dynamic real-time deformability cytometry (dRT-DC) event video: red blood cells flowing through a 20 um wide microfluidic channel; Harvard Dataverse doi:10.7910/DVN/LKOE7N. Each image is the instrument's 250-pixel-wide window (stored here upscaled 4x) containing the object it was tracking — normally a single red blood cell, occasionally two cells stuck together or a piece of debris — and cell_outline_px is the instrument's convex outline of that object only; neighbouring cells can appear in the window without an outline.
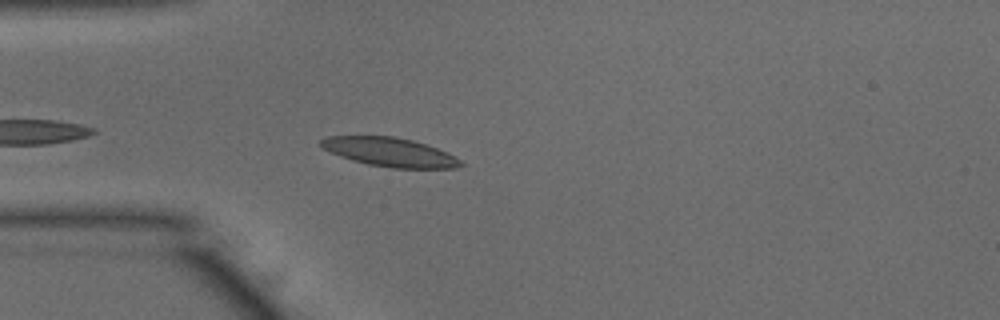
{"species": "common noctule bat (a hibernating species)", "species_latin": "Nyctalus noctula", "temperature_condition": "warm", "stored_images_in_passage": 11, "camera_frame_rate_fps": 3000, "um_per_image_px": 0.085, "animal": {"sex": "male", "body_mass_g": 15.6}, "frame": {"image": 1, "passage_image": 4, "time_ms": 1.0, "image_size_px": [1000, 320], "cell_outline_px": [[464, 164], [456, 168], [392, 168], [368, 164], [352, 160], [340, 156], [324, 148], [320, 144], [320, 140], [328, 136], [392, 136], [412, 140], [448, 152], [460, 160]], "centroid_in_image_um": [33.15, 12.93], "position_along_channel_um": 51.9, "area_um2": 23.29}}